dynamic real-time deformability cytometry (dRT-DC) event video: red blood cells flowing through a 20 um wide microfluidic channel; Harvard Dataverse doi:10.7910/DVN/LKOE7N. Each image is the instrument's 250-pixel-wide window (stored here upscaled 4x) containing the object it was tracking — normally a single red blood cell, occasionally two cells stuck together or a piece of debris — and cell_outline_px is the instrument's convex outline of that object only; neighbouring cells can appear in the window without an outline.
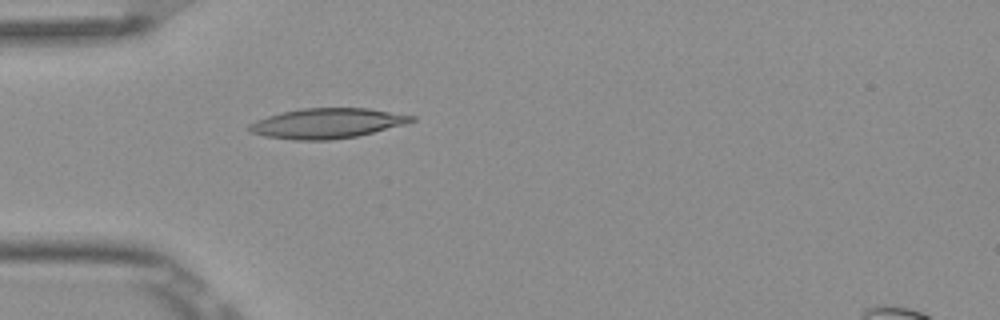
{"species": "Egyptian fruit bat (a non-hibernating species)", "species_latin": "Rousettus aegyptiacus", "temperature_condition": "room temperature", "stored_images_in_passage": 5, "camera_frame_rate_fps": 3000, "um_per_image_px": 0.085, "frame": {"image": 1, "passage_image": 5, "time_ms": 1.333, "image_size_px": [1000, 320], "cell_outline_px": [[416, 120], [404, 124], [356, 136], [328, 140], [296, 140], [264, 136], [248, 132], [248, 124], [256, 120], [268, 116], [300, 108], [368, 108], [416, 116]], "centroid_in_image_um": [27.77, 10.48], "position_along_channel_um": 57.2, "area_um2": 28.26}}